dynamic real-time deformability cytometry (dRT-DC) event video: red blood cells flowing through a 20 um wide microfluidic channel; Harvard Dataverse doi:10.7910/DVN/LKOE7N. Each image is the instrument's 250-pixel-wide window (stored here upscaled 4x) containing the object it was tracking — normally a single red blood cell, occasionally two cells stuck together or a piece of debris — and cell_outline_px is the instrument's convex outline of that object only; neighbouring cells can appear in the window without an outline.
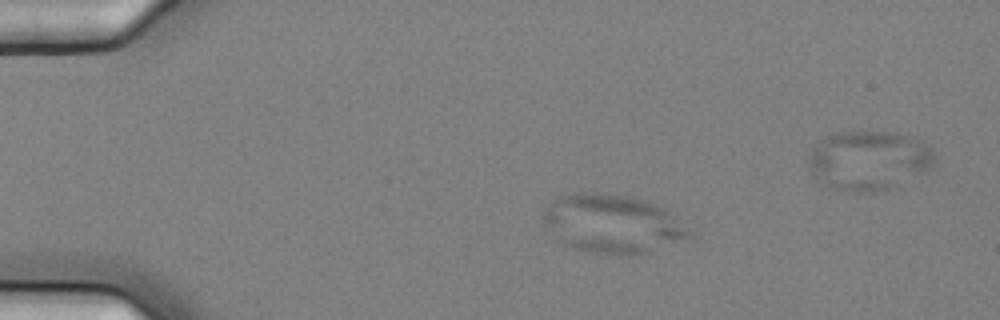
{"species": "common noctule bat (a hibernating species)", "species_latin": "Nyctalus noctula", "temperature_condition": "cold", "stored_images_in_passage": 3, "camera_frame_rate_fps": 3000, "um_per_image_px": 0.085, "animal": {"sex": "female", "body_mass_g": 25.1}, "frame": {"image": 1, "passage_image": 2, "time_ms": 0.333, "image_size_px": [1000, 320], "cell_outline_px": [[692, 236], [648, 252], [628, 256], [596, 252], [580, 248], [568, 244], [540, 216], [552, 200], [560, 196], [576, 192], [588, 192], [632, 196], [648, 200], [664, 208]], "centroid_in_image_um": [52.07, 18.98], "position_along_channel_um": 32.9, "area_um2": 48.15}}